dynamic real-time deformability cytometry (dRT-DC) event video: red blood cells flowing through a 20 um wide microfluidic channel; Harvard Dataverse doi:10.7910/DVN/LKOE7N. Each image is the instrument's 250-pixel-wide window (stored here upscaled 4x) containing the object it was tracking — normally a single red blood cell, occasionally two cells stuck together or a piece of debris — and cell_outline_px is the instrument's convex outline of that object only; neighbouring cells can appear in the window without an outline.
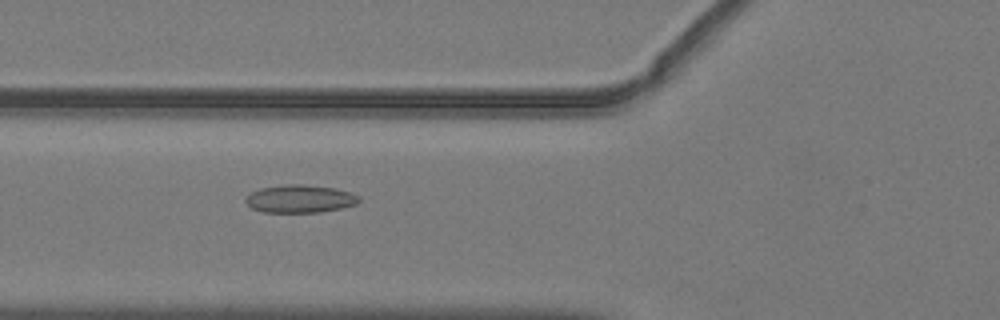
{"species": "common noctule bat (a hibernating species)", "species_latin": "Nyctalus noctula", "temperature_condition": "warm", "stored_images_in_passage": 52, "camera_frame_rate_fps": 3000, "um_per_image_px": 0.085, "animal": {"sex": "male", "body_mass_g": 19.2, "forearm_length_mm": 51.8}, "frame": {"image": 1, "passage_image": 20, "time_ms": 6.333, "image_size_px": [1000, 320], "cell_outline_px": [[360, 200], [356, 204], [340, 208], [320, 212], [264, 212], [252, 208], [244, 200], [252, 192], [260, 188], [288, 184], [304, 184], [336, 188], [360, 196]], "centroid_in_image_um": [25.51, 16.89], "position_along_channel_um": 100.3, "area_um2": 18.26}}
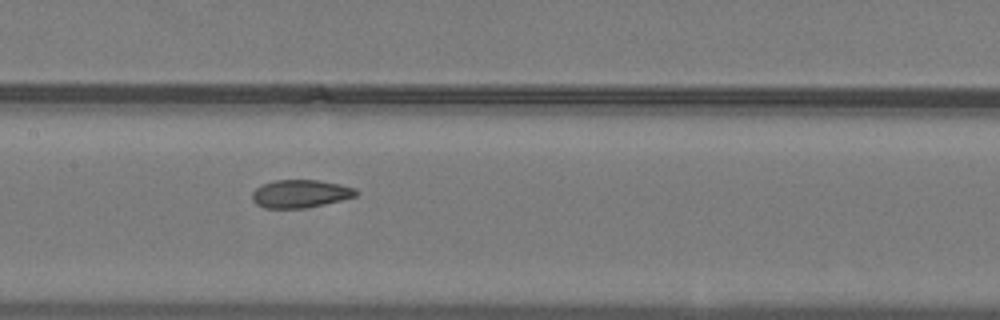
{"frame": {"image": 2, "passage_image": 26, "time_ms": 8.333, "image_size_px": [1000, 320], "cell_outline_px": [[360, 192], [356, 196], [324, 204], [304, 208], [264, 208], [256, 204], [252, 200], [252, 192], [260, 184], [276, 180], [320, 180], [340, 184], [356, 188]], "centroid_in_image_um": [25.52, 16.46], "position_along_channel_um": 181.9, "area_um2": 17.05}}
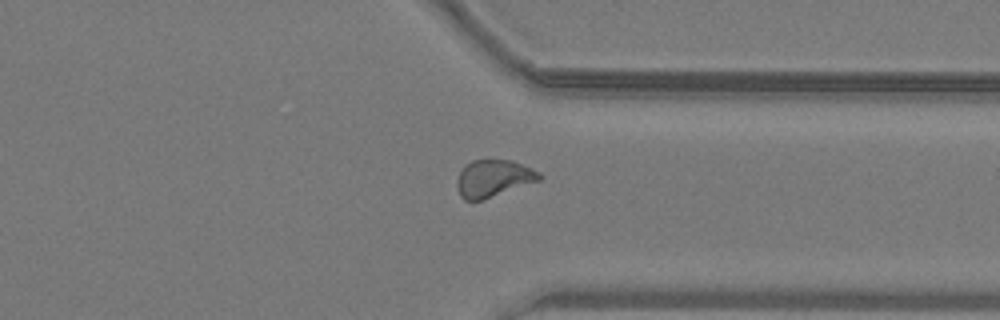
{"frame": {"image": 3, "passage_image": 40, "time_ms": 13.0, "image_size_px": [1000, 320], "cell_outline_px": [[544, 176], [540, 180], [480, 200], [464, 200], [460, 196], [456, 188], [456, 180], [460, 172], [472, 160], [508, 160], [520, 164], [540, 172]], "centroid_in_image_um": [41.92, 15.16], "position_along_channel_um": 369.5, "area_um2": 17.46}, "authors_computed_cell_mechanics": {"area_um2": 17.8602, "velocity_mm_per_s": 4.0423, "shape_relaxation_time_tau1_ms": null, "shape_relaxation_time_tau2_ms": 1.6874, "deformation_change_tau1": null, "deformation_change_tau2": 0.0835}}